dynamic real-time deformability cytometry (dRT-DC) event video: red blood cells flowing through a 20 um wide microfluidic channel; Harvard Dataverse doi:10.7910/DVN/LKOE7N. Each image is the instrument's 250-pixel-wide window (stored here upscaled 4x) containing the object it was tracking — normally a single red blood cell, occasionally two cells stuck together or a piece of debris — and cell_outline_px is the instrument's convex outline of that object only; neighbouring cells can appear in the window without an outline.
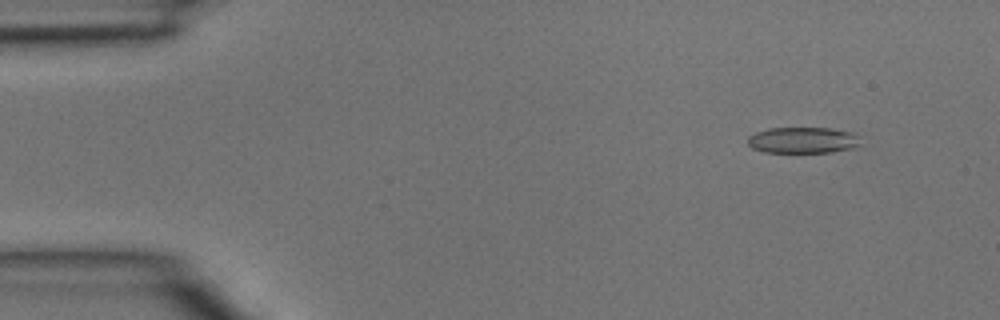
{"species": "common noctule bat (a hibernating species)", "species_latin": "Nyctalus noctula", "temperature_condition": "room temperature", "stored_images_in_passage": 44, "camera_frame_rate_fps": 3000, "um_per_image_px": 0.085, "animal": {"sex": "male", "body_mass_g": 15.6}, "frame": {"image": 1, "passage_image": 4, "time_ms": 1.0, "image_size_px": [1000, 320], "cell_outline_px": [[860, 144], [852, 148], [832, 152], [764, 152], [752, 148], [748, 144], [748, 136], [756, 132], [768, 128], [832, 128], [856, 132], [860, 136]], "centroid_in_image_um": [68.29, 11.9], "position_along_channel_um": 16.7, "area_um2": 17.4}}
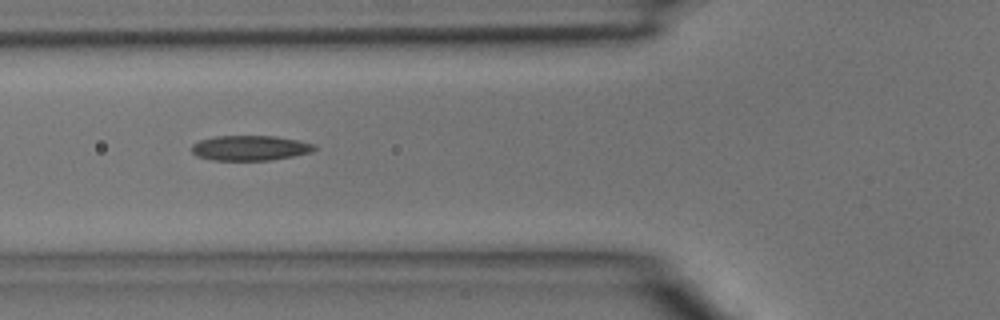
{"frame": {"image": 2, "passage_image": 16, "time_ms": 5.0, "image_size_px": [1000, 320], "cell_outline_px": [[316, 148], [312, 152], [272, 160], [212, 160], [196, 156], [192, 152], [192, 144], [200, 140], [216, 136], [276, 136], [300, 140], [316, 144]], "centroid_in_image_um": [21.28, 12.57], "position_along_channel_um": 104.5, "area_um2": 18.03}}
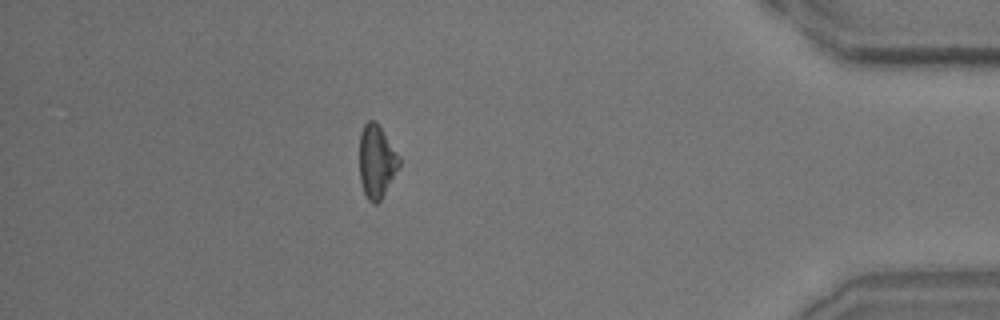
{"frame": {"image": 3, "passage_image": 39, "time_ms": 12.667, "image_size_px": [1000, 320], "cell_outline_px": [[400, 164], [380, 200], [376, 204], [372, 204], [368, 200], [364, 192], [360, 180], [360, 132], [364, 124], [368, 120], [376, 120], [380, 124], [400, 156]], "centroid_in_image_um": [32.01, 13.66], "position_along_channel_um": 403.2, "area_um2": 16.99}}